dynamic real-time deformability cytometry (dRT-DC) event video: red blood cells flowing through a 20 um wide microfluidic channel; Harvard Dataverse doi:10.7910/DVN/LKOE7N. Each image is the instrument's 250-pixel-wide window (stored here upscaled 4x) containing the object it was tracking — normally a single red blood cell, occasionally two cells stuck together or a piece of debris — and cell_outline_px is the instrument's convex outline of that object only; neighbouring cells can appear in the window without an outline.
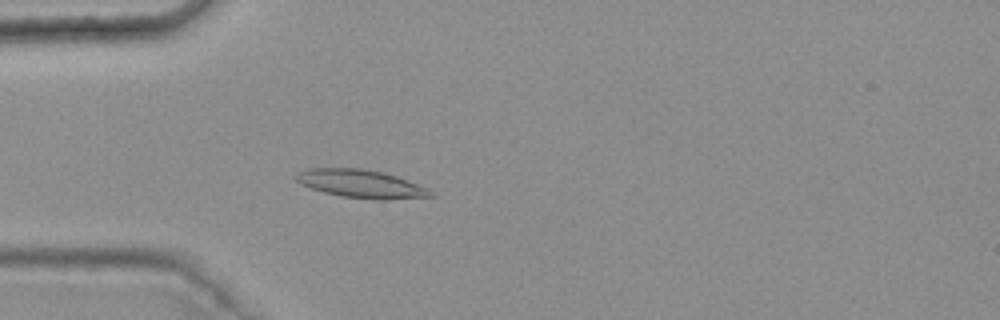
{"species": "common noctule bat (a hibernating species)", "species_latin": "Nyctalus noctula", "temperature_condition": "warm", "stored_images_in_passage": 34, "camera_frame_rate_fps": 3000, "um_per_image_px": 0.085, "animal": {"sex": "female", "body_mass_g": 25.1}, "frame": {"image": 1, "passage_image": 4, "time_ms": 1.0, "image_size_px": [1000, 320], "cell_outline_px": [[436, 196], [388, 200], [372, 200], [340, 196], [324, 192], [300, 184], [296, 180], [296, 176], [300, 172], [308, 168], [364, 168], [384, 172], [396, 176], [428, 188]], "centroid_in_image_um": [30.72, 15.63], "position_along_channel_um": 54.3, "area_um2": 22.2}}
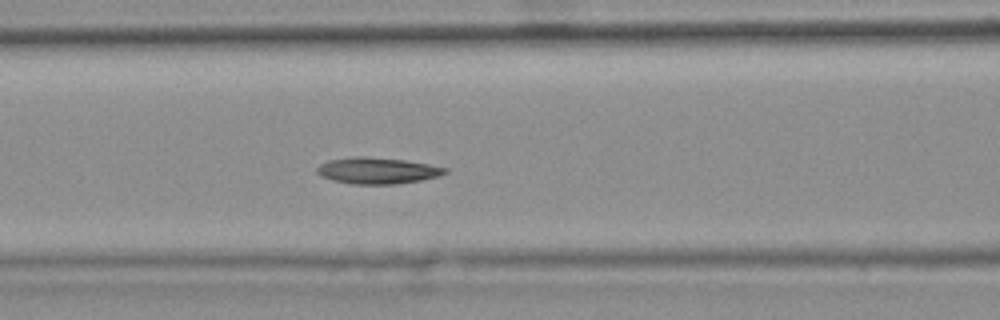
{"frame": {"image": 2, "passage_image": 11, "time_ms": 3.333, "image_size_px": [1000, 320], "cell_outline_px": [[448, 172], [440, 176], [420, 180], [396, 184], [352, 184], [332, 180], [320, 176], [316, 172], [316, 168], [320, 164], [328, 160], [352, 156], [368, 156], [404, 160], [428, 164], [448, 168]], "centroid_in_image_um": [32.05, 14.5], "position_along_channel_um": 134.5, "area_um2": 19.83}}
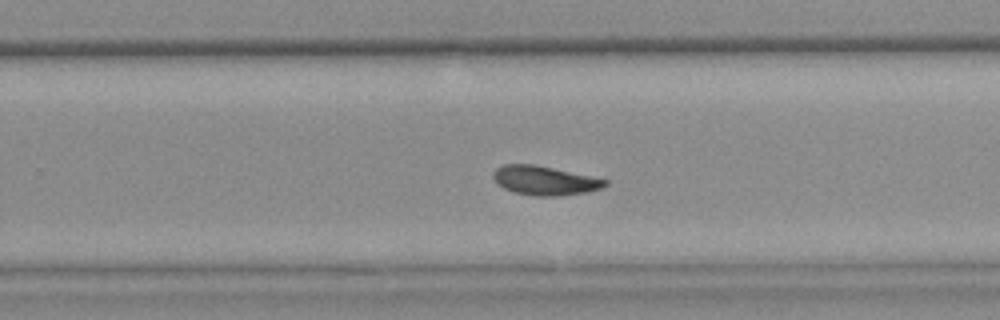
{"frame": {"image": 3, "passage_image": 23, "time_ms": 7.333, "image_size_px": [1000, 320], "cell_outline_px": [[608, 184], [600, 188], [588, 192], [556, 196], [536, 196], [512, 192], [496, 184], [492, 176], [492, 172], [496, 168], [504, 164], [532, 164], [592, 176], [608, 180]], "centroid_in_image_um": [46.26, 15.35], "position_along_channel_um": 283.5, "area_um2": 19.02}, "authors_computed_cell_mechanics": {"area_um2": 19.1607, "velocity_mm_per_s": 3.7347, "shape_relaxation_time_tau1_ms": null, "shape_relaxation_time_tau2_ms": 8.1643, "deformation_change_tau1": null, "deformation_change_tau2": 0.1276}}